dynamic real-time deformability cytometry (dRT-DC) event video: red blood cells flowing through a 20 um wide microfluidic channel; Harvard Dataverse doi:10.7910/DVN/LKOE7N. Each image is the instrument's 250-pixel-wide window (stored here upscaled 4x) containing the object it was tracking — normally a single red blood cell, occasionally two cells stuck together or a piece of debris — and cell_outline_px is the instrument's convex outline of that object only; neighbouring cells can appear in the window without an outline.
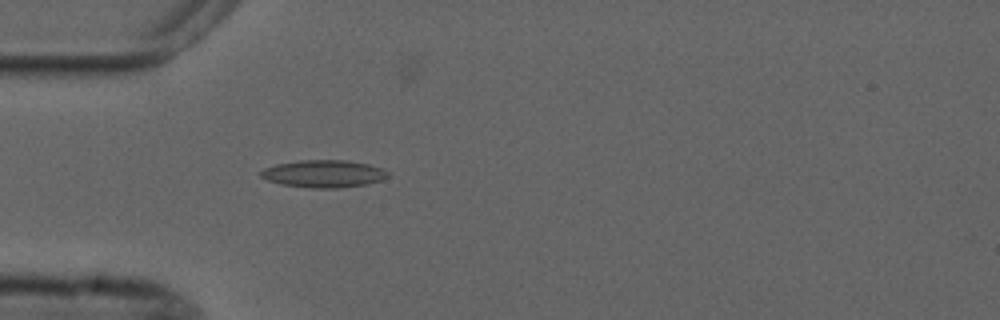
{"species": "common noctule bat (a hibernating species)", "species_latin": "Nyctalus noctula", "temperature_condition": "cold", "stored_images_in_passage": 1, "camera_frame_rate_fps": 3000, "um_per_image_px": 0.085, "animal": {"sex": "male", "forearm_length_mm": 52.5}, "frame": {"image": 1, "passage_image": 1, "time_ms": 0.0, "image_size_px": [1000, 320], "cell_outline_px": [[388, 176], [384, 180], [364, 184], [336, 188], [312, 188], [280, 184], [268, 180], [260, 176], [260, 172], [264, 168], [276, 164], [300, 160], [348, 160], [368, 164], [384, 168], [388, 172]], "centroid_in_image_um": [27.53, 14.76], "position_along_channel_um": 57.5, "area_um2": 20.35}}